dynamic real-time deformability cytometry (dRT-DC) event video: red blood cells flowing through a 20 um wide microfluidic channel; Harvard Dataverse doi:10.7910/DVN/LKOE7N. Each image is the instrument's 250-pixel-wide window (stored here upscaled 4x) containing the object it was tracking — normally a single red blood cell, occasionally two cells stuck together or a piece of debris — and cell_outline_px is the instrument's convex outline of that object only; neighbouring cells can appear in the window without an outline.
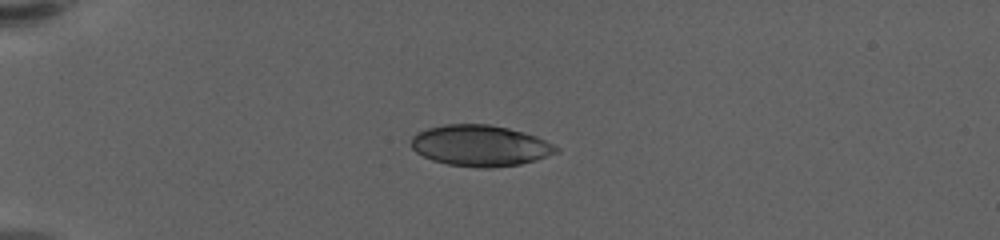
{"species": "human", "species_latin": "Homo sapiens", "temperature_condition": "warm", "stored_images_in_passage": 44, "camera_frame_rate_fps": 3000, "um_per_image_px": 0.085, "donor": {"sex": "female"}, "frame": {"image": 1, "passage_image": 1, "time_ms": 0.0, "image_size_px": [1000, 240], "cell_outline_px": [[560, 152], [536, 160], [520, 164], [492, 168], [484, 168], [448, 164], [432, 160], [416, 152], [412, 148], [412, 136], [416, 132], [428, 128], [444, 124], [488, 124], [508, 128], [524, 132], [536, 136], [560, 148]], "centroid_in_image_um": [40.83, 12.38], "position_along_channel_um": 44.2, "area_um2": 34.74}}
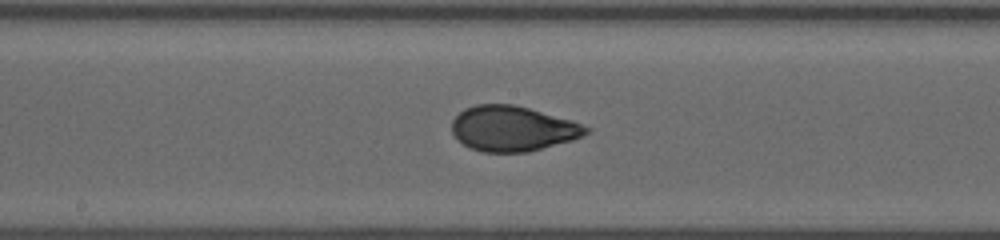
{"frame": {"image": 2, "passage_image": 18, "time_ms": 5.667, "image_size_px": [1000, 240], "cell_outline_px": [[592, 132], [584, 136], [572, 140], [528, 152], [480, 152], [468, 148], [456, 140], [452, 132], [452, 120], [464, 108], [476, 104], [512, 104], [528, 108], [572, 120], [592, 128]], "centroid_in_image_um": [43.57, 10.94], "position_along_channel_um": 204.6, "area_um2": 35.72}}
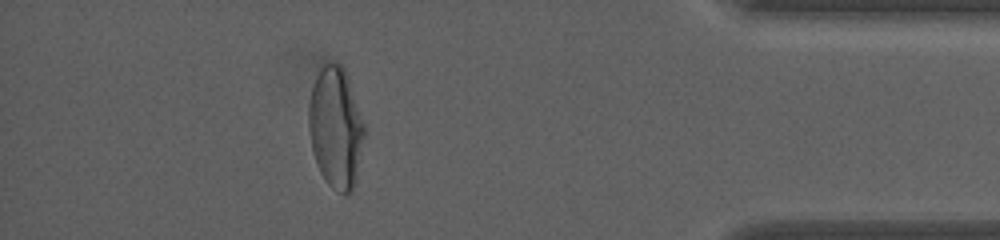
{"frame": {"image": 3, "passage_image": 38, "time_ms": 12.333, "image_size_px": [1000, 240], "cell_outline_px": [[364, 136], [356, 180], [352, 192], [344, 196], [332, 188], [328, 184], [320, 172], [312, 152], [308, 128], [308, 104], [312, 88], [316, 76], [324, 64], [340, 64], [344, 68], [364, 124]], "centroid_in_image_um": [28.52, 10.91], "position_along_channel_um": 406.7, "area_um2": 39.07}, "authors_computed_cell_mechanics": {"area_um2": 35.7204, "velocity_mm_per_s": 3.5635, "shape_relaxation_time_tau1_ms": 6.8122, "shape_relaxation_time_tau2_ms": null, "deformation_change_tau1": 0.237, "deformation_change_tau2": null}}